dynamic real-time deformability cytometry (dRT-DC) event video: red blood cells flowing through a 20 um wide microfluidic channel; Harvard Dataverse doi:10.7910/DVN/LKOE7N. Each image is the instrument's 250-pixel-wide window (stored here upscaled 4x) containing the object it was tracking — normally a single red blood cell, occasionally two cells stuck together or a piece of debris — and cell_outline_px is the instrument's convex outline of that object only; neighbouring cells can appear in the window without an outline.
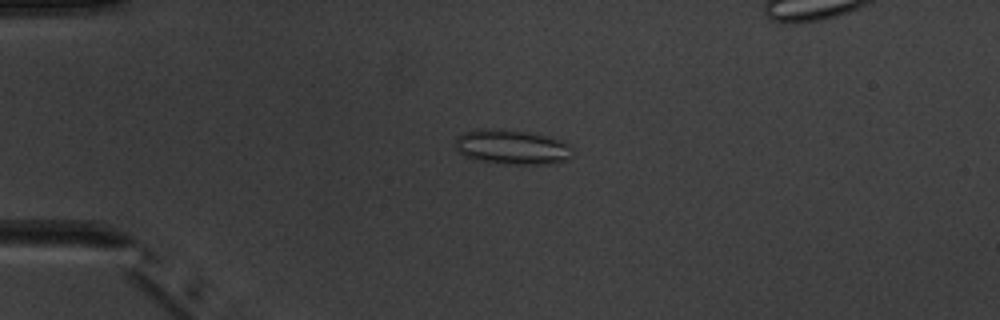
{"species": "common noctule bat (a hibernating species)", "species_latin": "Nyctalus noctula", "temperature_condition": "warm", "stored_images_in_passage": 6, "segment_of_instrument_passage": [1, 2], "camera_frame_rate_fps": 3000, "um_per_image_px": 0.085, "animal": {"sex": "male", "body_mass_g": 20.1, "forearm_length_mm": 53.5}, "frame": {"image": 1, "passage_image": 4, "time_ms": 3.667, "image_size_px": [1000, 320], "cell_outline_px": [[572, 156], [568, 160], [548, 164], [500, 164], [476, 160], [464, 156], [456, 148], [456, 136], [464, 132], [476, 128], [504, 128], [552, 136], [564, 140], [572, 148]], "centroid_in_image_um": [43.54, 12.48], "position_along_channel_um": 41.5, "area_um2": 24.45}}